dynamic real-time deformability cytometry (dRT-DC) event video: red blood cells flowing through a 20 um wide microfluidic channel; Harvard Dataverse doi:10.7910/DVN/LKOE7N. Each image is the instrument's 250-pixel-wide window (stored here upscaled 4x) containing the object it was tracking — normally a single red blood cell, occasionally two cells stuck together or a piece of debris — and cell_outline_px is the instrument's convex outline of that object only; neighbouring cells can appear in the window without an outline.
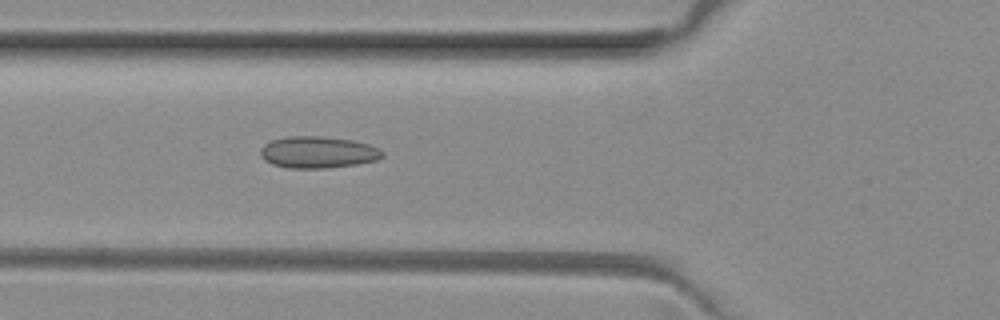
{"species": "common noctule bat (a hibernating species)", "species_latin": "Nyctalus noctula", "temperature_condition": "room temperature", "stored_images_in_passage": 6, "camera_frame_rate_fps": 3000, "um_per_image_px": 0.085, "animal": {"sex": "female", "body_mass_g": 29.2, "forearm_length_mm": 56.3}, "frame": {"image": 1, "passage_image": 6, "time_ms": 1.667, "image_size_px": [1000, 320], "cell_outline_px": [[384, 156], [376, 160], [356, 164], [324, 168], [288, 168], [272, 164], [264, 160], [260, 156], [260, 148], [264, 144], [272, 140], [288, 136], [320, 136], [352, 140], [368, 144], [380, 148], [384, 152]], "centroid_in_image_um": [27.01, 12.94], "position_along_channel_um": 98.8, "area_um2": 22.6}}